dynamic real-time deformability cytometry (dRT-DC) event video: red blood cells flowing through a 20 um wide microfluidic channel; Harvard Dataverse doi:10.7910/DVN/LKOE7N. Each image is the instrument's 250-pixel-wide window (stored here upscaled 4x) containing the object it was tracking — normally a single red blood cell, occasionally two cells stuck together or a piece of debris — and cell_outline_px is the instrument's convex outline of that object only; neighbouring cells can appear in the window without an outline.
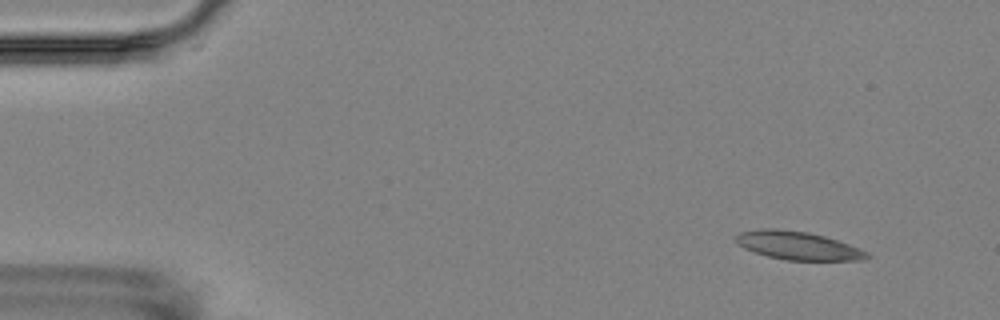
{"species": "Egyptian fruit bat (a non-hibernating species)", "species_latin": "Rousettus aegyptiacus", "temperature_condition": "room temperature", "stored_images_in_passage": 4, "camera_frame_rate_fps": 3000, "um_per_image_px": 0.085, "animal": {"sex": "female"}, "frame": {"image": 1, "passage_image": 1, "time_ms": 0.0, "image_size_px": [1000, 320], "cell_outline_px": [[872, 256], [864, 260], [784, 260], [768, 256], [744, 248], [736, 240], [736, 236], [740, 232], [760, 228], [776, 228], [808, 232], [824, 236], [860, 248], [868, 252]], "centroid_in_image_um": [67.85, 20.87], "position_along_channel_um": 17.1, "area_um2": 21.5}}
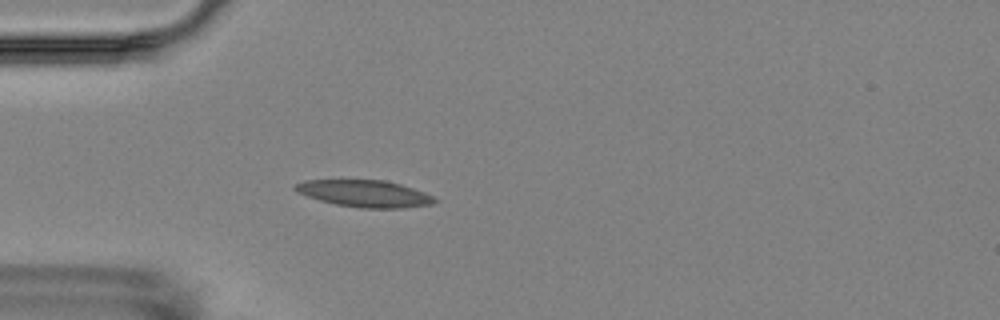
{"frame": {"image": 2, "passage_image": 4, "time_ms": 3.667, "image_size_px": [1000, 320], "cell_outline_px": [[440, 200], [432, 204], [400, 208], [360, 208], [336, 204], [320, 200], [296, 192], [292, 188], [292, 184], [304, 180], [384, 180], [400, 184], [424, 192]], "centroid_in_image_um": [30.96, 16.45], "position_along_channel_um": 54.0, "area_um2": 21.85}}